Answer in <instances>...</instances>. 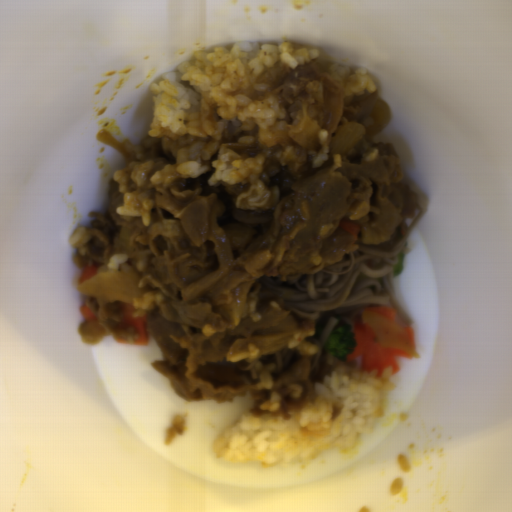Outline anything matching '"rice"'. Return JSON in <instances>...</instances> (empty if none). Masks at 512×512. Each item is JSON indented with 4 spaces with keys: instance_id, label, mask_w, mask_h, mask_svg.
Instances as JSON below:
<instances>
[{
    "instance_id": "rice-1",
    "label": "rice",
    "mask_w": 512,
    "mask_h": 512,
    "mask_svg": "<svg viewBox=\"0 0 512 512\" xmlns=\"http://www.w3.org/2000/svg\"><path fill=\"white\" fill-rule=\"evenodd\" d=\"M319 57L312 48L290 43L240 41L233 47L196 50L193 60L154 80V136L175 162L183 178L197 179L209 166L208 183H255L263 171L261 156H239L224 142L254 126L282 131L286 110L259 75L274 64L298 69Z\"/></svg>"
},
{
    "instance_id": "rice-2",
    "label": "rice",
    "mask_w": 512,
    "mask_h": 512,
    "mask_svg": "<svg viewBox=\"0 0 512 512\" xmlns=\"http://www.w3.org/2000/svg\"><path fill=\"white\" fill-rule=\"evenodd\" d=\"M392 366L333 370L315 382V397L278 415L279 392H272L259 409L228 427L213 443V455L232 463L293 466L314 461L329 450L352 448L360 434H370L383 416L385 399L396 389Z\"/></svg>"
},
{
    "instance_id": "rice-3",
    "label": "rice",
    "mask_w": 512,
    "mask_h": 512,
    "mask_svg": "<svg viewBox=\"0 0 512 512\" xmlns=\"http://www.w3.org/2000/svg\"><path fill=\"white\" fill-rule=\"evenodd\" d=\"M328 75L340 86L344 96L347 97L373 94L376 88L367 68L351 70L348 66H339L338 63H334L330 66Z\"/></svg>"
},
{
    "instance_id": "rice-4",
    "label": "rice",
    "mask_w": 512,
    "mask_h": 512,
    "mask_svg": "<svg viewBox=\"0 0 512 512\" xmlns=\"http://www.w3.org/2000/svg\"><path fill=\"white\" fill-rule=\"evenodd\" d=\"M185 423L186 421L184 417L177 416L173 419L171 425L165 431V445L168 446L169 444H171L177 435H183L184 433L187 432V426L185 425Z\"/></svg>"
},
{
    "instance_id": "rice-5",
    "label": "rice",
    "mask_w": 512,
    "mask_h": 512,
    "mask_svg": "<svg viewBox=\"0 0 512 512\" xmlns=\"http://www.w3.org/2000/svg\"><path fill=\"white\" fill-rule=\"evenodd\" d=\"M92 239L91 234L88 233L86 227H78L75 232L71 234L69 238V243L74 248L83 247L86 243H88Z\"/></svg>"
},
{
    "instance_id": "rice-6",
    "label": "rice",
    "mask_w": 512,
    "mask_h": 512,
    "mask_svg": "<svg viewBox=\"0 0 512 512\" xmlns=\"http://www.w3.org/2000/svg\"><path fill=\"white\" fill-rule=\"evenodd\" d=\"M127 259H128L127 254H122V253L112 254V256L106 266L107 273L108 272H118L119 273L122 262L126 261Z\"/></svg>"
},
{
    "instance_id": "rice-7",
    "label": "rice",
    "mask_w": 512,
    "mask_h": 512,
    "mask_svg": "<svg viewBox=\"0 0 512 512\" xmlns=\"http://www.w3.org/2000/svg\"><path fill=\"white\" fill-rule=\"evenodd\" d=\"M259 381L256 385V389H272L273 388V380L269 372L265 369L260 370L258 373Z\"/></svg>"
},
{
    "instance_id": "rice-8",
    "label": "rice",
    "mask_w": 512,
    "mask_h": 512,
    "mask_svg": "<svg viewBox=\"0 0 512 512\" xmlns=\"http://www.w3.org/2000/svg\"><path fill=\"white\" fill-rule=\"evenodd\" d=\"M397 462L399 464L401 471H403L404 473H410V467L404 455L399 454L397 456Z\"/></svg>"
},
{
    "instance_id": "rice-9",
    "label": "rice",
    "mask_w": 512,
    "mask_h": 512,
    "mask_svg": "<svg viewBox=\"0 0 512 512\" xmlns=\"http://www.w3.org/2000/svg\"><path fill=\"white\" fill-rule=\"evenodd\" d=\"M401 486H402L401 479L396 478L391 485L390 496H396L397 494H399L401 491Z\"/></svg>"
}]
</instances>
